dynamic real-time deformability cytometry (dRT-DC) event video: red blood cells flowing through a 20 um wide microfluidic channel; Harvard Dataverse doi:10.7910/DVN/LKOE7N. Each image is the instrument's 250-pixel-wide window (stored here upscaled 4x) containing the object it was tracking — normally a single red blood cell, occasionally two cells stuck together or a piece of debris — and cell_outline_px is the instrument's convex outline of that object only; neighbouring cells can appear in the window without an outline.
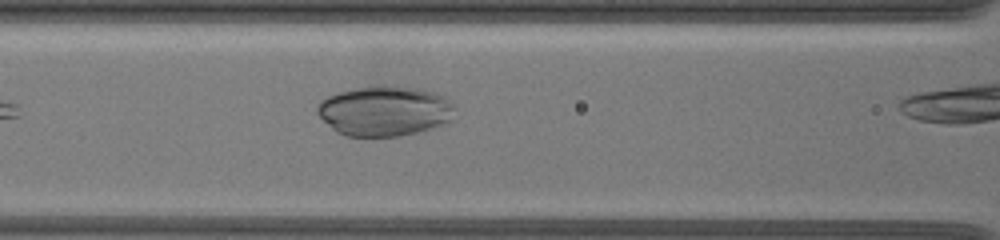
{"species": "common noctule bat (a hibernating species)", "species_latin": "Nyctalus noctula", "temperature_condition": "warm", "stored_images_in_passage": 12, "camera_frame_rate_fps": 3000, "um_per_image_px": 0.085, "animal": {"sex": "female", "body_mass_g": 19.5, "forearm_length_mm": 54.1}, "frame": {"image": 1, "passage_image": 6, "time_ms": 2.0, "image_size_px": [1000, 240], "cell_outline_px": [[452, 120], [444, 124], [424, 132], [400, 136], [344, 136], [336, 132], [316, 112], [316, 108], [320, 100], [328, 96], [340, 92], [356, 88], [416, 88], [436, 92], [444, 96], [452, 104]], "centroid_in_image_um": [32.7, 9.48], "position_along_channel_um": 133.9, "area_um2": 39.59}}
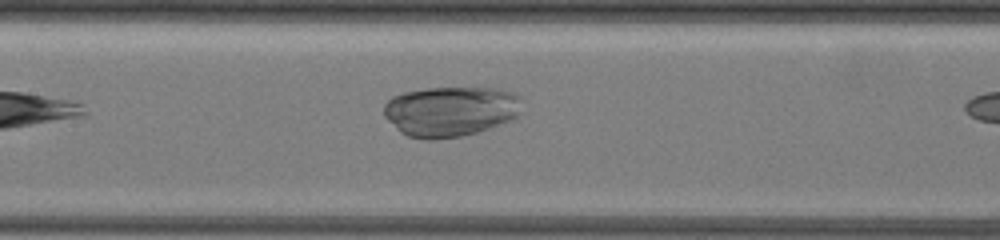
{"frame": {"image": 2, "passage_image": 9, "time_ms": 3.0, "image_size_px": [1000, 240], "cell_outline_px": [[516, 116], [512, 120], [476, 132], [460, 136], [436, 140], [424, 140], [408, 136], [400, 132], [384, 116], [384, 104], [392, 96], [404, 92], [428, 88], [500, 88], [512, 92], [516, 96]], "centroid_in_image_um": [38.19, 9.47], "position_along_channel_um": 169.2, "area_um2": 39.94}}